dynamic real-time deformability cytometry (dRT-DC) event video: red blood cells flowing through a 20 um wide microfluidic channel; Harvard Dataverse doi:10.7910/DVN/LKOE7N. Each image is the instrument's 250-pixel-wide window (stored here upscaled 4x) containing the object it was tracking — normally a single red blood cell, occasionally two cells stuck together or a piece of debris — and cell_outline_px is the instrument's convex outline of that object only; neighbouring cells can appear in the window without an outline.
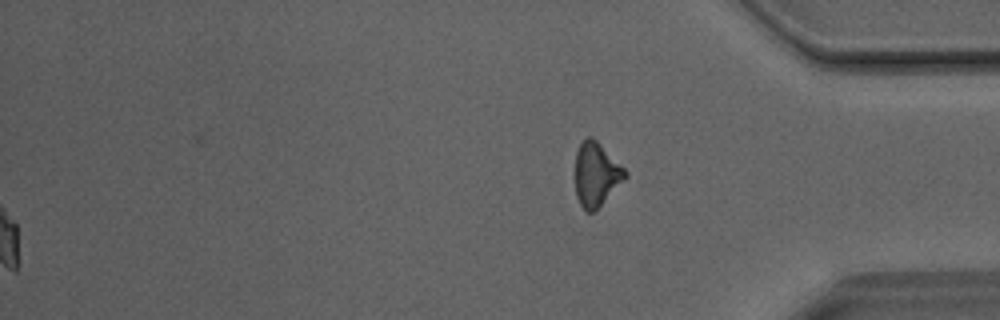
{"species": "Egyptian fruit bat (a non-hibernating species)", "species_latin": "Rousettus aegyptiacus", "temperature_condition": "room temperature", "stored_images_in_passage": 34, "camera_frame_rate_fps": 3000, "um_per_image_px": 0.085, "animal": {"sex": "male"}, "frame": {"image": 1, "passage_image": 34, "time_ms": 11.0, "image_size_px": [1000, 320], "cell_outline_px": [[628, 176], [592, 212], [588, 212], [580, 204], [576, 196], [576, 152], [580, 144], [588, 136], [592, 136], [628, 172]], "centroid_in_image_um": [50.67, 14.79], "position_along_channel_um": 384.5, "area_um2": 18.03}}